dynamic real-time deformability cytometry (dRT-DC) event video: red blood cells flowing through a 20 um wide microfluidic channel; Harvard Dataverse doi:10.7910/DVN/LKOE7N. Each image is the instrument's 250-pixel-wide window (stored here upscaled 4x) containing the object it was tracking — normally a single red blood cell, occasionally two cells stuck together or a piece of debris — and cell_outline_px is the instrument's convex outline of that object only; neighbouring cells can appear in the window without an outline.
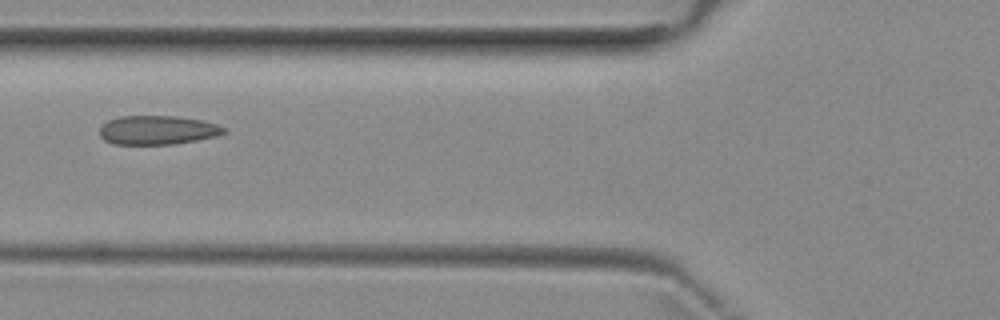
{"species": "common noctule bat (a hibernating species)", "species_latin": "Nyctalus noctula", "temperature_condition": "room temperature", "stored_images_in_passage": 6, "camera_frame_rate_fps": 3000, "um_per_image_px": 0.085, "animal": {"sex": "female", "body_mass_g": 29.2, "forearm_length_mm": 56.3}, "frame": {"image": 1, "passage_image": 6, "time_ms": 5.667, "image_size_px": [1000, 320], "cell_outline_px": [[228, 132], [216, 136], [176, 144], [112, 144], [104, 140], [100, 136], [100, 128], [108, 120], [120, 116], [176, 116], [200, 120], [216, 124], [228, 128]], "centroid_in_image_um": [13.41, 11.06], "position_along_channel_um": 112.4, "area_um2": 21.04}}